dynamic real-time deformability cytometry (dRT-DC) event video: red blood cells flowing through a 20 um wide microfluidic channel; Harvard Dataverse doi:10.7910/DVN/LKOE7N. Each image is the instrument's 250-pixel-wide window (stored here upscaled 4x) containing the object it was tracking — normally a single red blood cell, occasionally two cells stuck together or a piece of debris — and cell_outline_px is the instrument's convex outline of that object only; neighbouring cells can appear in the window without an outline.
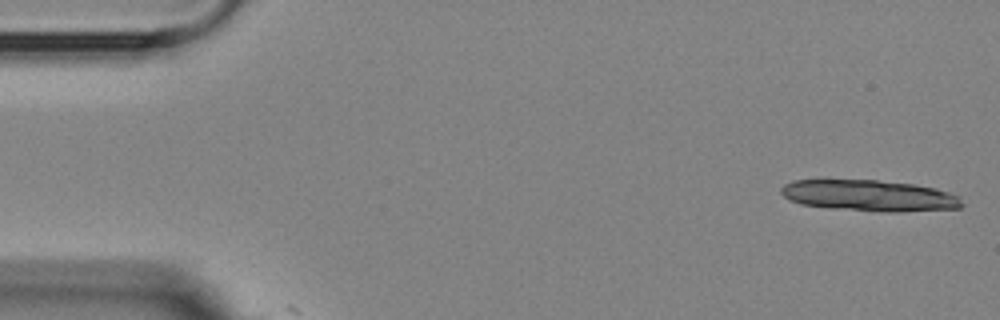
{"species": "Egyptian fruit bat (a non-hibernating species)", "species_latin": "Rousettus aegyptiacus", "temperature_condition": "room temperature", "stored_images_in_passage": 6, "camera_frame_rate_fps": 3000, "um_per_image_px": 0.085, "animal": {"sex": "female"}, "frame": {"image": 1, "passage_image": 1, "time_ms": 0.0, "image_size_px": [1000, 320], "cell_outline_px": [[964, 204], [960, 208], [900, 212], [884, 212], [828, 208], [800, 204], [784, 196], [780, 192], [780, 188], [784, 184], [792, 180], [876, 180], [912, 184], [936, 188], [960, 196]], "centroid_in_image_um": [73.91, 16.63], "position_along_channel_um": 11.1, "area_um2": 33.06}}